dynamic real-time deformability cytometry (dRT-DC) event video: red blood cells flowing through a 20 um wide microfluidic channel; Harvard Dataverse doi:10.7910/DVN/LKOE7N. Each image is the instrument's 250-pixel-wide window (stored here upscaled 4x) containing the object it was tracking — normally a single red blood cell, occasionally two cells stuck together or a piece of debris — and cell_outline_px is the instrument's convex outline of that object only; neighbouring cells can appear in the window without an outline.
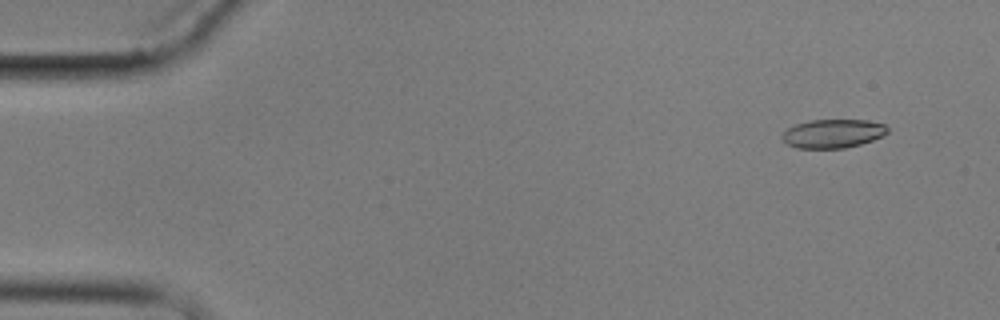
{"species": "common noctule bat (a hibernating species)", "species_latin": "Nyctalus noctula", "temperature_condition": "cold", "stored_images_in_passage": 6, "camera_frame_rate_fps": 3000, "um_per_image_px": 0.085, "animal": {"sex": "male", "body_mass_g": 17.9}, "frame": {"image": 1, "passage_image": 2, "time_ms": 1.333, "image_size_px": [1000, 320], "cell_outline_px": [[888, 132], [872, 140], [860, 144], [844, 148], [796, 148], [788, 144], [780, 136], [788, 128], [796, 124], [812, 120], [868, 120], [884, 124], [888, 128]], "centroid_in_image_um": [70.79, 11.35], "position_along_channel_um": 14.2, "area_um2": 17.46}}